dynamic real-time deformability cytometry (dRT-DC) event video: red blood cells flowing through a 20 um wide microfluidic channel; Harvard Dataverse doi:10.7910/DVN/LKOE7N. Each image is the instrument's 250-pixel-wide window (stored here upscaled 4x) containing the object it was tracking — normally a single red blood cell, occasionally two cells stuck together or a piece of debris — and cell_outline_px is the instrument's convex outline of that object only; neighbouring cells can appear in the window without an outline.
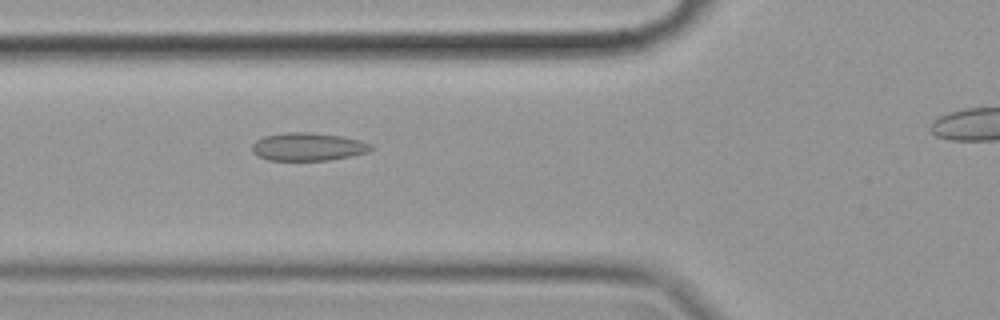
{"species": "common noctule bat (a hibernating species)", "species_latin": "Nyctalus noctula", "temperature_condition": "cold", "stored_images_in_passage": 36, "camera_frame_rate_fps": 3000, "um_per_image_px": 0.085, "animal": {"sex": "female", "body_mass_g": 19.9}, "frame": {"image": 1, "passage_image": 7, "time_ms": 2.0, "image_size_px": [1000, 320], "cell_outline_px": [[376, 148], [368, 152], [352, 156], [328, 160], [268, 160], [252, 152], [252, 144], [256, 140], [264, 136], [288, 132], [312, 132], [340, 136], [360, 140], [372, 144]], "centroid_in_image_um": [26.22, 12.47], "position_along_channel_um": 99.6, "area_um2": 19.48}}
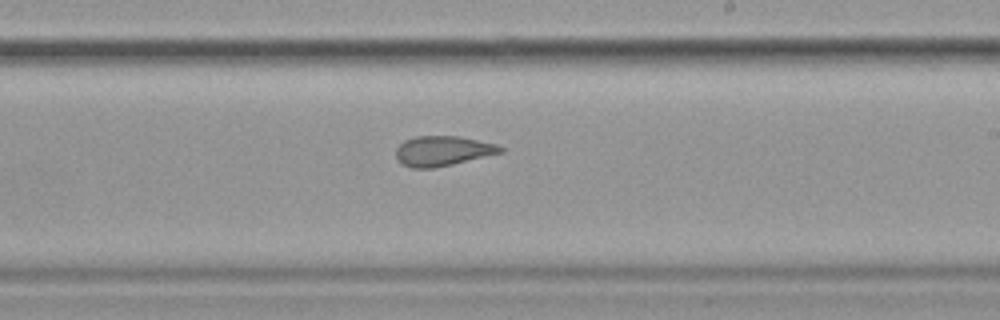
{"frame": {"image": 2, "passage_image": 20, "time_ms": 6.333, "image_size_px": [1000, 320], "cell_outline_px": [[504, 152], [452, 164], [432, 168], [412, 168], [400, 164], [396, 160], [396, 148], [404, 140], [416, 136], [460, 136], [496, 144], [504, 148]], "centroid_in_image_um": [37.6, 12.83], "position_along_channel_um": 251.4, "area_um2": 18.32}}
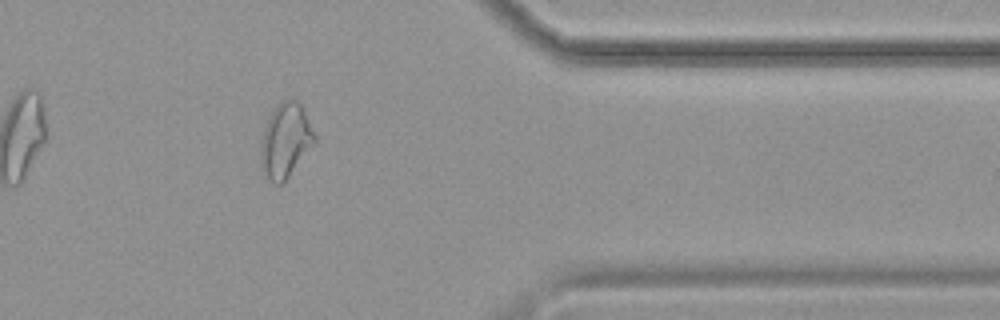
{"frame": {"image": 3, "passage_image": 33, "time_ms": 10.667, "image_size_px": [1000, 320], "cell_outline_px": [[316, 144], [284, 184], [272, 184], [268, 180], [260, 168], [260, 148], [264, 128], [276, 104], [288, 96], [292, 96], [304, 108], [316, 136]], "centroid_in_image_um": [24.29, 11.97], "position_along_channel_um": 387.1, "area_um2": 24.28}}